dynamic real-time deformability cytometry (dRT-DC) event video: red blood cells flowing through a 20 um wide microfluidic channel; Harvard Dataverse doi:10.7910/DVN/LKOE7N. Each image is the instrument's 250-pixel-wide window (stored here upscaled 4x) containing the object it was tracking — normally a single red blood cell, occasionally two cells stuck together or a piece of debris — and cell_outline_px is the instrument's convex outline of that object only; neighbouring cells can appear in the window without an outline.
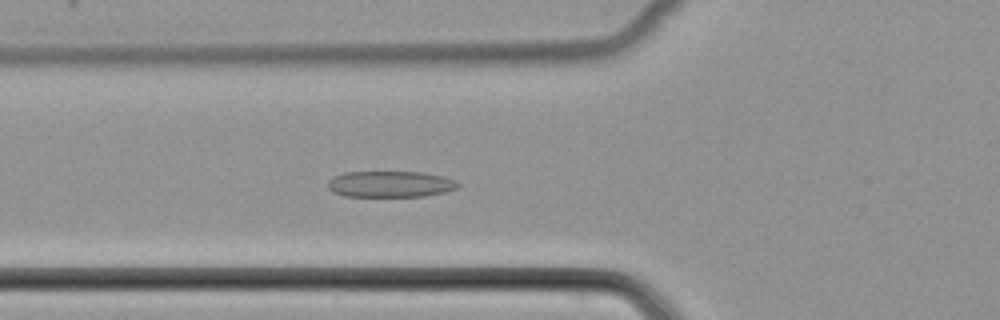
{"species": "common noctule bat (a hibernating species)", "species_latin": "Nyctalus noctula", "temperature_condition": "cold", "stored_images_in_passage": 44, "camera_frame_rate_fps": 3000, "um_per_image_px": 0.085, "animal": {"sex": "female", "body_mass_g": 22.7, "forearm_length_mm": 54.2}, "frame": {"image": 1, "passage_image": 11, "time_ms": 3.333, "image_size_px": [1000, 320], "cell_outline_px": [[460, 184], [456, 188], [444, 192], [424, 196], [344, 196], [332, 192], [328, 188], [328, 180], [332, 176], [344, 172], [420, 172], [444, 176], [456, 180]], "centroid_in_image_um": [33.15, 15.64], "position_along_channel_um": 92.7, "area_um2": 19.94}}
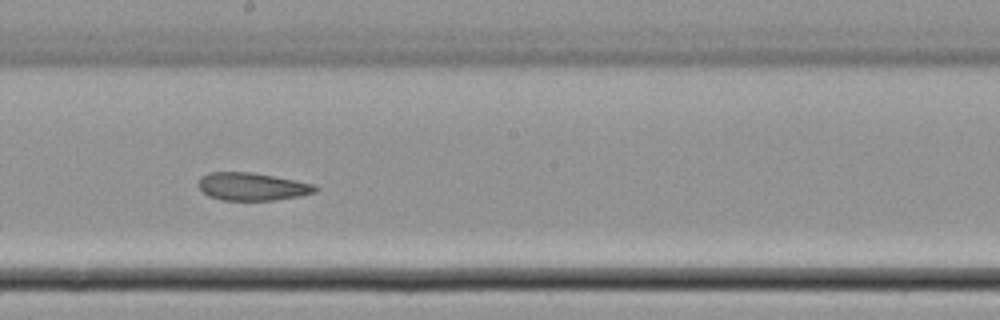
{"frame": {"image": 2, "passage_image": 21, "time_ms": 6.667, "image_size_px": [1000, 320], "cell_outline_px": [[320, 188], [316, 192], [300, 196], [272, 200], [220, 200], [208, 196], [200, 188], [200, 176], [208, 172], [252, 172], [296, 180], [312, 184]], "centroid_in_image_um": [21.44, 15.85], "position_along_channel_um": 226.8, "area_um2": 18.9}}
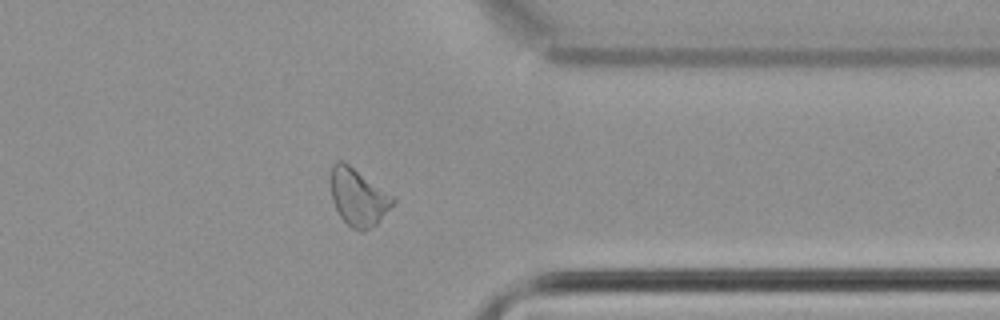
{"frame": {"image": 3, "passage_image": 33, "time_ms": 10.667, "image_size_px": [1000, 320], "cell_outline_px": [[396, 200], [376, 224], [360, 232], [352, 228], [340, 216], [332, 200], [332, 164], [336, 160], [344, 160], [392, 196]], "centroid_in_image_um": [30.43, 16.75], "position_along_channel_um": 381.0, "area_um2": 20.17}}